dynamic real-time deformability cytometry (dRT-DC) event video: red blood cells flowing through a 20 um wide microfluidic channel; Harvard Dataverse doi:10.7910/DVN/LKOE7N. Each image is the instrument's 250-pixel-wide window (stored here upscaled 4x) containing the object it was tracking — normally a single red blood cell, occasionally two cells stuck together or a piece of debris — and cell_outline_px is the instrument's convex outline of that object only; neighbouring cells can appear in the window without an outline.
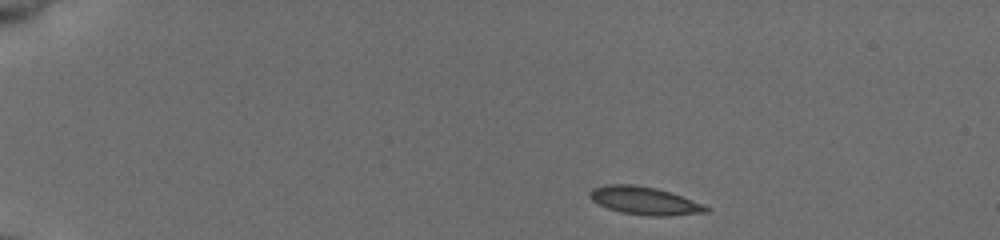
{"species": "common noctule bat (a hibernating species)", "species_latin": "Nyctalus noctula", "temperature_condition": "cold", "stored_images_in_passage": 45, "camera_frame_rate_fps": 3000, "um_per_image_px": 0.085, "animal": {"sex": "female", "body_mass_g": 19.5, "forearm_length_mm": 54.1}, "frame": {"image": 1, "passage_image": 1, "time_ms": 0.0, "image_size_px": [1000, 240], "cell_outline_px": [[712, 208], [708, 212], [668, 216], [648, 216], [620, 212], [608, 208], [592, 200], [588, 196], [588, 192], [592, 188], [604, 184], [636, 184], [656, 188], [704, 204]], "centroid_in_image_um": [54.77, 17.06], "position_along_channel_um": 30.2, "area_um2": 19.02}}
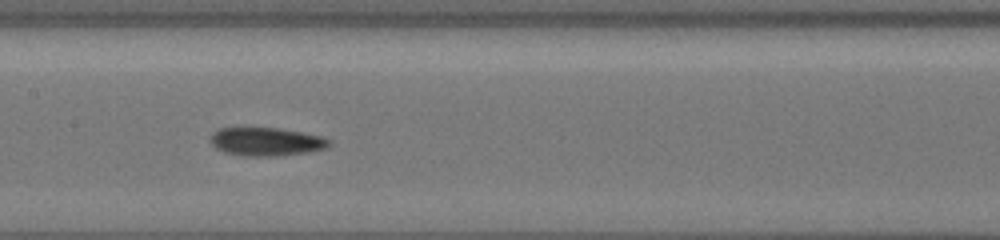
{"frame": {"image": 2, "passage_image": 20, "time_ms": 6.333, "image_size_px": [1000, 240], "cell_outline_px": [[332, 144], [328, 148], [308, 152], [280, 156], [240, 156], [224, 152], [216, 148], [208, 140], [212, 132], [220, 128], [276, 128], [300, 132], [320, 136], [332, 140]], "centroid_in_image_um": [22.62, 12.05], "position_along_channel_um": 184.8, "area_um2": 19.83}}
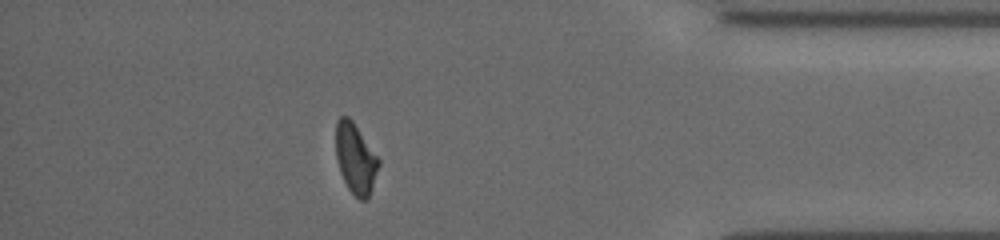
{"frame": {"image": 3, "passage_image": 39, "time_ms": 12.667, "image_size_px": [1000, 240], "cell_outline_px": [[380, 164], [368, 196], [364, 200], [360, 200], [348, 188], [340, 172], [336, 156], [336, 120], [340, 116], [348, 116], [352, 120], [380, 160]], "centroid_in_image_um": [30.2, 13.44], "position_along_channel_um": 405.0, "area_um2": 17.22}, "authors_computed_cell_mechanics": {"area_um2": 19.0162, "velocity_mm_per_s": 3.9194, "shape_relaxation_time_tau1_ms": 4.0909, "shape_relaxation_time_tau2_ms": 3.3388, "deformation_change_tau1": 0.1408, "deformation_change_tau2": 0.0735}}